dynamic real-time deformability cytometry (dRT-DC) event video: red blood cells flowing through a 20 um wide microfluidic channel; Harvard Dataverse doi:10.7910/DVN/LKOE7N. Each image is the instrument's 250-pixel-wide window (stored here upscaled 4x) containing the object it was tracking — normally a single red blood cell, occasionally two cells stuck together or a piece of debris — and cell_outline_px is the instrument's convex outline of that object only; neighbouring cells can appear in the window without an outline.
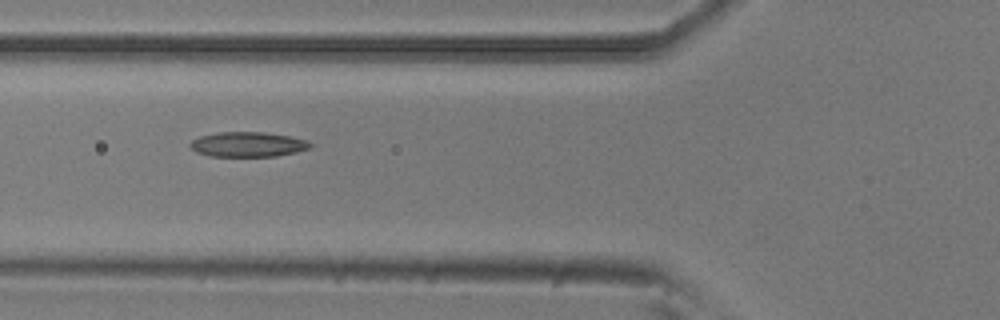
{"species": "common noctule bat (a hibernating species)", "species_latin": "Nyctalus noctula", "temperature_condition": "room temperature", "stored_images_in_passage": 4, "camera_frame_rate_fps": 3000, "um_per_image_px": 0.085, "animal": {"sex": "male", "body_mass_g": 20.5, "forearm_length_mm": 52.5}, "frame": {"image": 1, "passage_image": 4, "time_ms": 1.0, "image_size_px": [1000, 320], "cell_outline_px": [[312, 148], [296, 152], [276, 156], [212, 156], [196, 152], [188, 144], [192, 140], [200, 136], [220, 132], [264, 132], [288, 136], [308, 140], [312, 144]], "centroid_in_image_um": [21.09, 12.27], "position_along_channel_um": 104.7, "area_um2": 17.4}}